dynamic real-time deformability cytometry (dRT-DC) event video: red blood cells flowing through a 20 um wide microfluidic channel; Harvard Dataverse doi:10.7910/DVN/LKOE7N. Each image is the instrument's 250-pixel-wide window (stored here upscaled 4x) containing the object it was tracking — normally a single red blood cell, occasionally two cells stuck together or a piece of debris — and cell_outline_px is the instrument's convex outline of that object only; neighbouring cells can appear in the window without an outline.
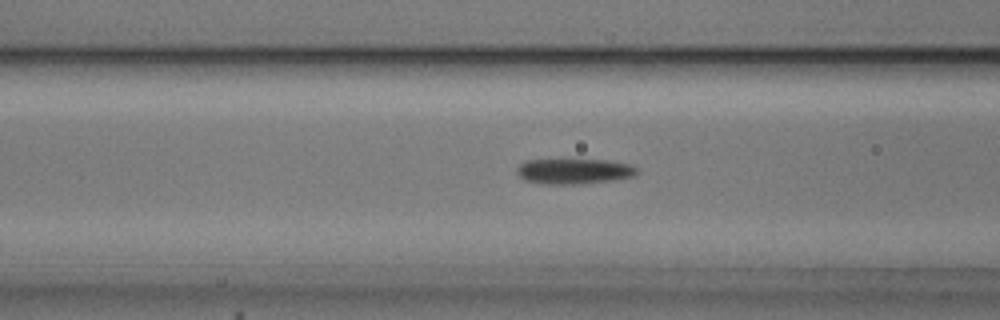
{"species": "common noctule bat (a hibernating species)", "species_latin": "Nyctalus noctula", "temperature_condition": "cold", "stored_images_in_passage": 53, "camera_frame_rate_fps": 3000, "um_per_image_px": 0.085, "animal": {"sex": "male", "body_mass_g": 20.5, "forearm_length_mm": 52.5}, "frame": {"image": 1, "passage_image": 20, "time_ms": 6.333, "image_size_px": [1000, 320], "cell_outline_px": [[640, 172], [636, 176], [612, 180], [580, 184], [544, 184], [524, 180], [516, 172], [516, 168], [524, 160], [608, 160], [628, 164], [640, 168]], "centroid_in_image_um": [48.82, 14.56], "position_along_channel_um": 117.8, "area_um2": 17.92}}
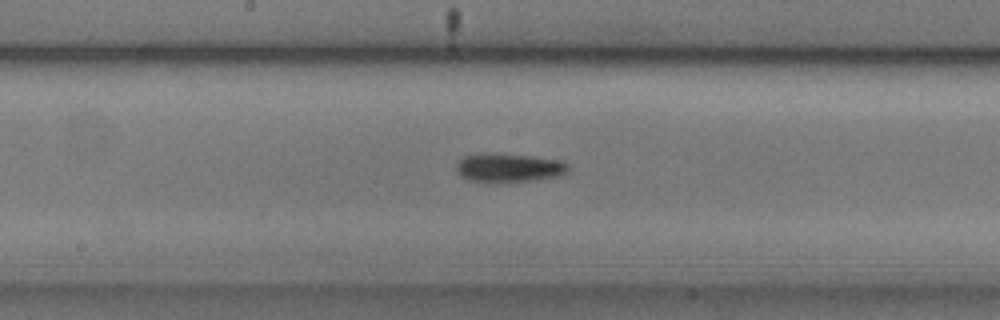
{"frame": {"image": 2, "passage_image": 27, "time_ms": 8.667, "image_size_px": [1000, 320], "cell_outline_px": [[568, 172], [556, 176], [532, 180], [496, 184], [468, 180], [456, 168], [456, 164], [464, 156], [480, 152], [492, 152], [532, 156], [560, 160], [568, 164]], "centroid_in_image_um": [43.22, 14.25], "position_along_channel_um": 205.0, "area_um2": 19.13}}
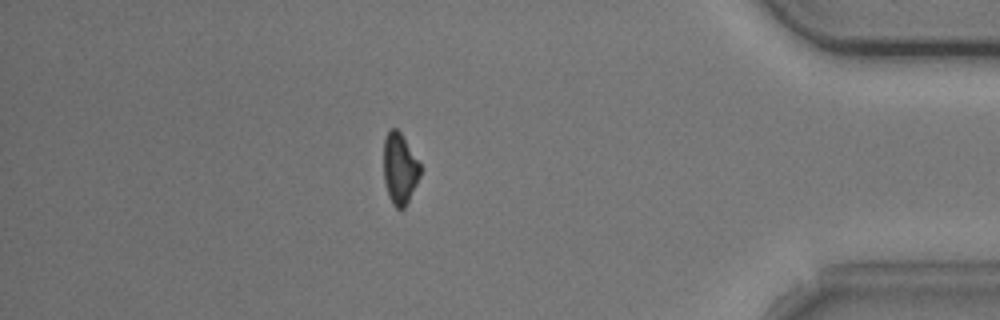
{"frame": {"image": 3, "passage_image": 46, "time_ms": 15.0, "image_size_px": [1000, 320], "cell_outline_px": [[420, 176], [404, 208], [400, 212], [392, 204], [388, 196], [384, 180], [384, 140], [388, 128], [396, 128], [400, 132], [420, 164]], "centroid_in_image_um": [33.95, 14.35], "position_along_channel_um": 401.2, "area_um2": 15.09}, "authors_computed_cell_mechanics": {"area_um2": 16.762, "velocity_mm_per_s": 3.7246, "shape_relaxation_time_tau1_ms": 2.6256, "shape_relaxation_time_tau2_ms": null, "deformation_change_tau1": 0.0936, "deformation_change_tau2": null}}